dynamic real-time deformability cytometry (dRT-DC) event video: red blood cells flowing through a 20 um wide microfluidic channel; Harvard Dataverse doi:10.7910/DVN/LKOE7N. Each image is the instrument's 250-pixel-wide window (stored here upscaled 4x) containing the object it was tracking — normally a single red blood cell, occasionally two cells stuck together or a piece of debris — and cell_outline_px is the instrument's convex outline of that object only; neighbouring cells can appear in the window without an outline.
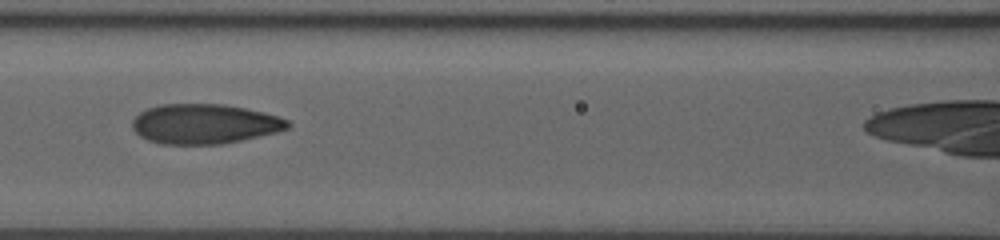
{"species": "human", "species_latin": "Homo sapiens", "temperature_condition": "room temperature", "stored_images_in_passage": 43, "camera_frame_rate_fps": 3000, "um_per_image_px": 0.085, "donor": {"sex": "male"}, "frame": {"image": 1, "passage_image": 22, "time_ms": 7.0, "image_size_px": [1000, 240], "cell_outline_px": [[292, 124], [288, 128], [276, 132], [260, 136], [220, 144], [160, 144], [148, 140], [140, 136], [132, 128], [132, 120], [140, 112], [148, 108], [160, 104], [224, 104], [264, 112], [288, 120]], "centroid_in_image_um": [17.36, 10.53], "position_along_channel_um": 149.2, "area_um2": 36.01}}
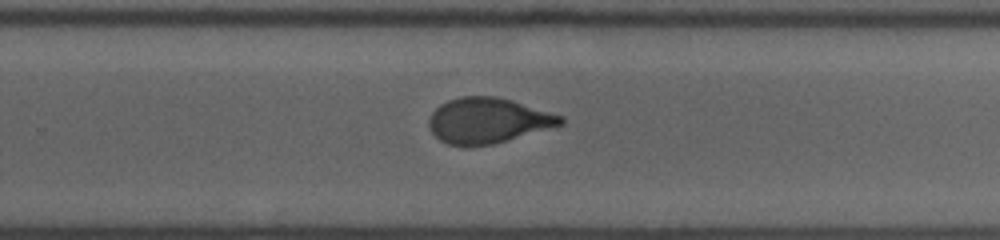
{"frame": {"image": 2, "passage_image": 32, "time_ms": 10.333, "image_size_px": [1000, 240], "cell_outline_px": [[564, 124], [492, 144], [464, 148], [448, 144], [440, 140], [432, 132], [428, 124], [428, 120], [432, 112], [440, 104], [448, 100], [460, 96], [496, 96], [512, 100], [564, 116]], "centroid_in_image_um": [41.45, 10.25], "position_along_channel_um": 288.4, "area_um2": 35.03}}
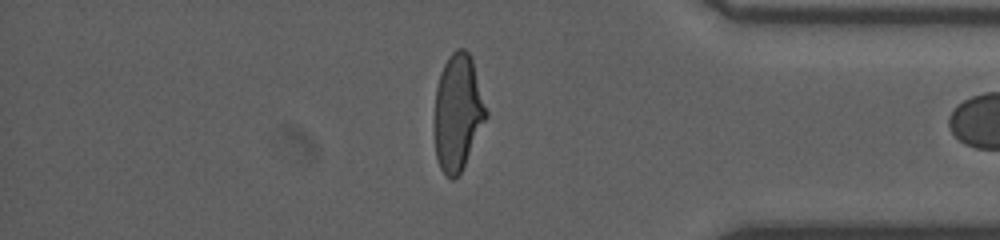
{"frame": {"image": 3, "passage_image": 41, "time_ms": 13.333, "image_size_px": [1000, 240], "cell_outline_px": [[488, 116], [460, 172], [452, 180], [444, 176], [440, 168], [436, 156], [436, 88], [440, 72], [448, 56], [456, 48], [464, 48], [468, 52], [472, 60], [488, 112]], "centroid_in_image_um": [38.92, 9.53], "position_along_channel_um": 396.3, "area_um2": 34.45}}